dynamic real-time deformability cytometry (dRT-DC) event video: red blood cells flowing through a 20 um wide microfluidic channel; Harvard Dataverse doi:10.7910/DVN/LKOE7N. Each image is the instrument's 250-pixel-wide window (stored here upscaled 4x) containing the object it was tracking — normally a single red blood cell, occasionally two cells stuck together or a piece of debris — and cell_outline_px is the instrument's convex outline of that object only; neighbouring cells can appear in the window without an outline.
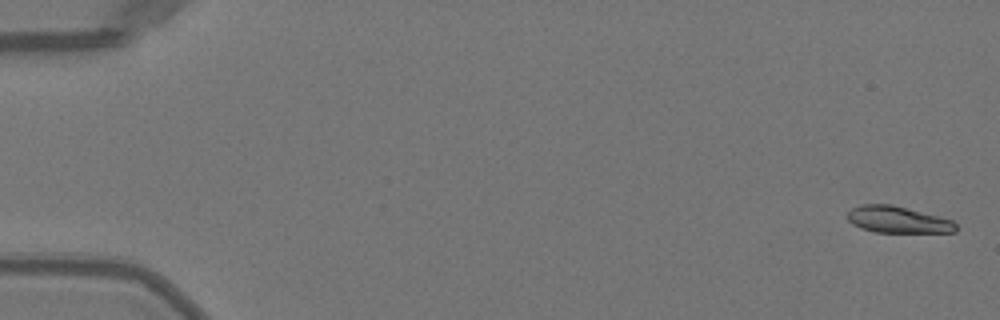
{"species": "Egyptian fruit bat (a non-hibernating species)", "species_latin": "Rousettus aegyptiacus", "temperature_condition": "warm", "stored_images_in_passage": 51, "camera_frame_rate_fps": 3000, "um_per_image_px": 0.085, "animal": {"sex": "female"}, "frame": {"image": 1, "passage_image": 2, "time_ms": 0.333, "image_size_px": [1000, 320], "cell_outline_px": [[956, 232], [876, 232], [860, 228], [852, 224], [848, 220], [848, 212], [852, 208], [860, 204], [888, 204], [940, 216], [952, 220], [956, 224]], "centroid_in_image_um": [76.3, 18.67], "position_along_channel_um": 8.7, "area_um2": 16.7}}
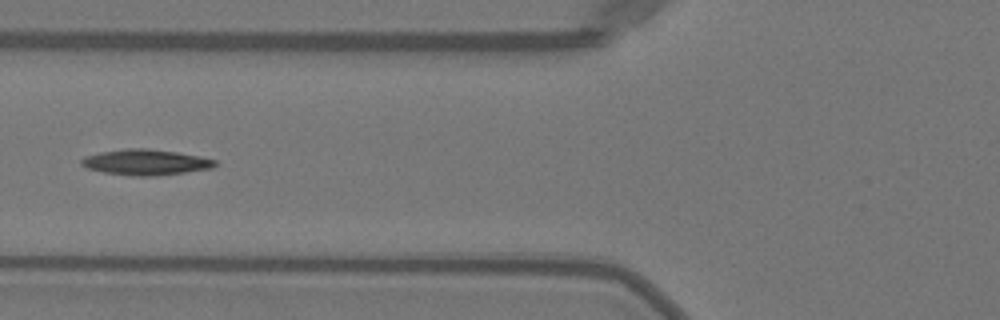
{"frame": {"image": 2, "passage_image": 21, "time_ms": 6.667, "image_size_px": [1000, 320], "cell_outline_px": [[216, 164], [212, 168], [156, 176], [132, 176], [104, 172], [88, 168], [80, 164], [80, 160], [84, 156], [100, 152], [128, 148], [148, 148], [176, 152], [200, 156], [216, 160]], "centroid_in_image_um": [12.36, 13.78], "position_along_channel_um": 113.4, "area_um2": 19.94}}
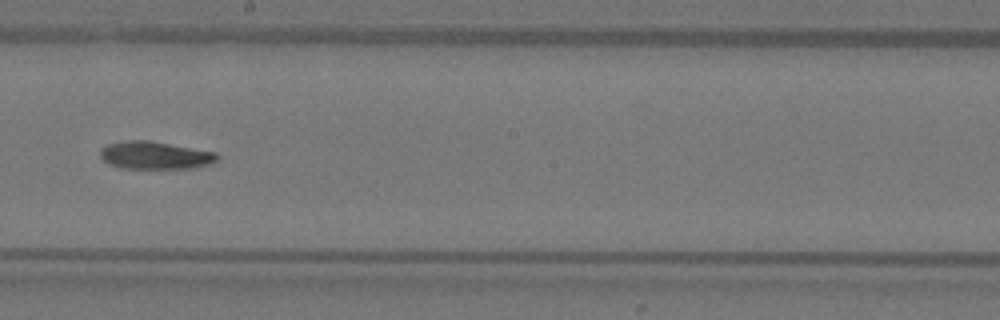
{"frame": {"image": 3, "passage_image": 30, "time_ms": 9.667, "image_size_px": [1000, 320], "cell_outline_px": [[220, 156], [212, 164], [196, 168], [120, 168], [108, 164], [100, 156], [100, 148], [108, 144], [128, 140], [148, 140], [216, 152]], "centroid_in_image_um": [13.19, 13.21], "position_along_channel_um": 235.0, "area_um2": 18.96}, "authors_computed_cell_mechanics": {"area_um2": 18.496, "velocity_mm_per_s": 4.0591, "shape_relaxation_time_tau1_ms": 5.3101, "shape_relaxation_time_tau2_ms": null, "deformation_change_tau1": 0.1604, "deformation_change_tau2": null}}